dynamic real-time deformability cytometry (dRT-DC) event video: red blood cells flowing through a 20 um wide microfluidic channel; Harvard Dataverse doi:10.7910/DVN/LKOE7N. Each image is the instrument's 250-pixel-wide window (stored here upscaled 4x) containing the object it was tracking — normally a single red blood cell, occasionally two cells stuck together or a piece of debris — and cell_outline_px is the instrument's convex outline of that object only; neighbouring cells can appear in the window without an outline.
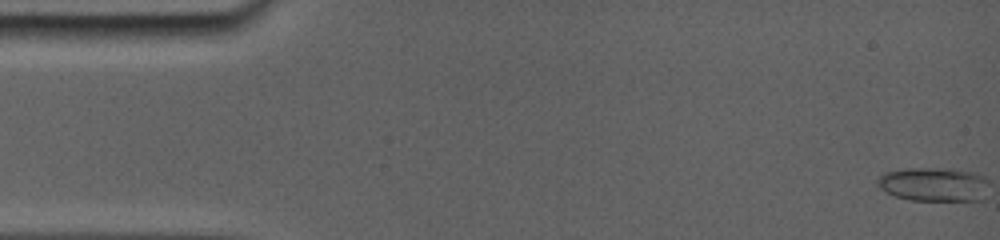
{"species": "common noctule bat (a hibernating species)", "species_latin": "Nyctalus noctula", "temperature_condition": "room temperature", "stored_images_in_passage": 45, "camera_frame_rate_fps": 5000, "um_per_image_px": 0.085, "animal": {"sex": "female", "body_mass_g": 19.0, "forearm_length_mm": 56.7}, "frame": {"image": 1, "passage_image": 1, "time_ms": 0.0, "image_size_px": [1000, 240], "cell_outline_px": [[984, 200], [908, 200], [896, 196], [888, 192], [880, 184], [880, 176], [888, 172], [964, 172], [980, 176], [984, 180]], "centroid_in_image_um": [79.4, 15.79], "position_along_channel_um": 5.6, "area_um2": 19.31}}
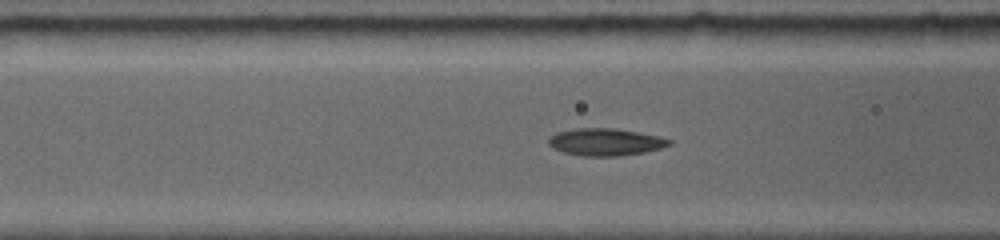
{"frame": {"image": 2, "passage_image": 30, "time_ms": 6.2, "image_size_px": [1000, 240], "cell_outline_px": [[672, 144], [660, 148], [644, 152], [616, 156], [584, 156], [564, 152], [548, 144], [548, 140], [552, 136], [560, 132], [580, 128], [608, 128], [656, 136], [672, 140]], "centroid_in_image_um": [51.47, 12.08], "position_along_channel_um": 115.1, "area_um2": 18.44}}
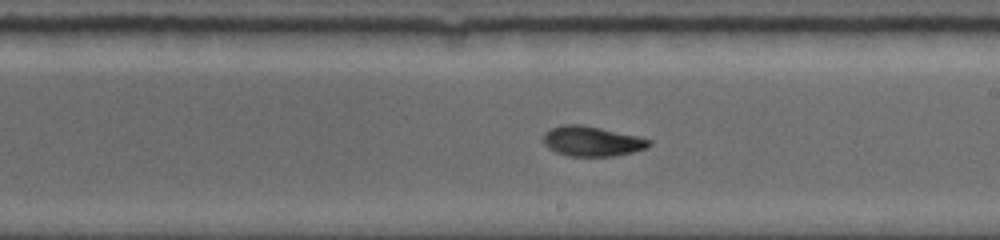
{"frame": {"image": 3, "passage_image": 45, "time_ms": 9.4, "image_size_px": [1000, 240], "cell_outline_px": [[652, 144], [644, 148], [632, 152], [612, 156], [568, 156], [556, 152], [548, 148], [544, 144], [544, 132], [552, 128], [564, 124], [580, 124], [600, 128], [636, 136], [652, 140]], "centroid_in_image_um": [50.28, 12.01], "position_along_channel_um": 238.7, "area_um2": 18.26}}